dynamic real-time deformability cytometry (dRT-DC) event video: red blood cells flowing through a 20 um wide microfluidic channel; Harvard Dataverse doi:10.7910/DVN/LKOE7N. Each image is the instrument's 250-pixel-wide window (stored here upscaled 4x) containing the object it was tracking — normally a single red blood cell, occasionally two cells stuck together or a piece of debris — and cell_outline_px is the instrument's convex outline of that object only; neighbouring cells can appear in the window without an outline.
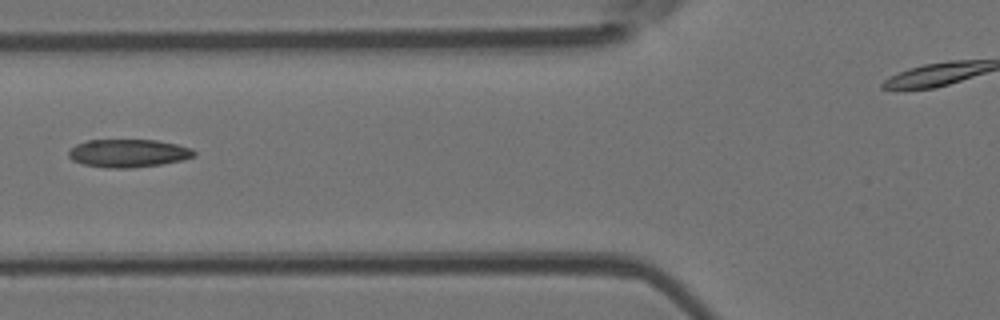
{"species": "Egyptian fruit bat (a non-hibernating species)", "species_latin": "Rousettus aegyptiacus", "temperature_condition": "room temperature", "stored_images_in_passage": 3, "camera_frame_rate_fps": 3000, "um_per_image_px": 0.085, "animal": {"sex": "female"}, "frame": {"image": 1, "passage_image": 2, "time_ms": 1.333, "image_size_px": [1000, 320], "cell_outline_px": [[196, 156], [180, 160], [160, 164], [132, 168], [108, 168], [84, 164], [72, 160], [68, 156], [68, 152], [76, 144], [88, 140], [156, 140], [176, 144], [192, 148], [196, 152]], "centroid_in_image_um": [10.91, 13.02], "position_along_channel_um": 114.9, "area_um2": 20.4}}
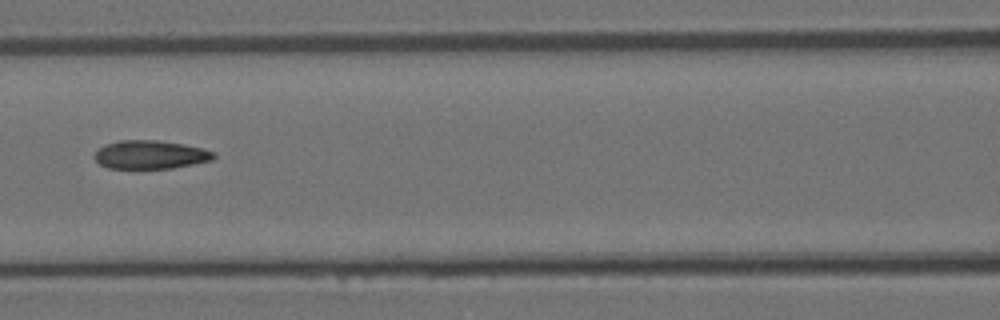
{"frame": {"image": 2, "passage_image": 3, "time_ms": 2.333, "image_size_px": [1000, 320], "cell_outline_px": [[216, 156], [212, 160], [172, 168], [108, 168], [100, 164], [96, 160], [96, 152], [104, 144], [120, 140], [156, 140], [184, 144], [216, 152]], "centroid_in_image_um": [12.8, 13.14], "position_along_channel_um": 153.8, "area_um2": 19.59}}